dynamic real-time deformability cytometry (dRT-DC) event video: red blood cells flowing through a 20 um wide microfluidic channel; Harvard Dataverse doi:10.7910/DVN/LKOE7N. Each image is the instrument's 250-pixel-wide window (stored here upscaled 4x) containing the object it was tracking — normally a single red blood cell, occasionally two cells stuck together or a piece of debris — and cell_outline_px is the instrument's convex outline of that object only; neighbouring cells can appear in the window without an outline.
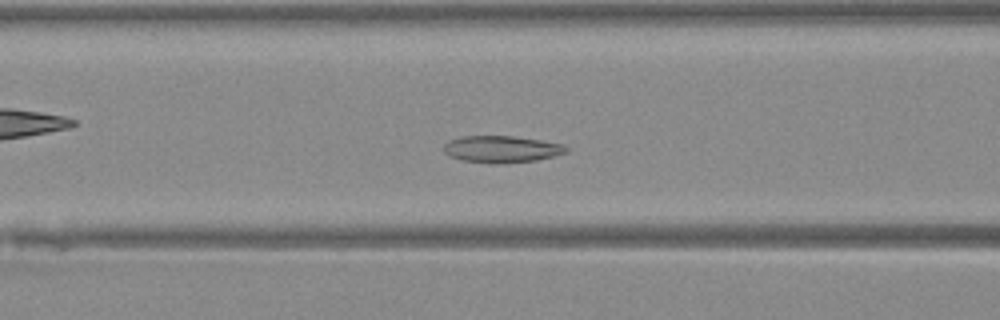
{"species": "Egyptian fruit bat (a non-hibernating species)", "species_latin": "Rousettus aegyptiacus", "temperature_condition": "warm", "stored_images_in_passage": 37, "camera_frame_rate_fps": 3000, "um_per_image_px": 0.085, "animal": {"sex": "female"}, "frame": {"image": 1, "passage_image": 9, "time_ms": 2.667, "image_size_px": [1000, 320], "cell_outline_px": [[568, 152], [536, 160], [500, 164], [492, 164], [460, 160], [448, 156], [444, 152], [444, 144], [448, 140], [464, 136], [512, 136], [540, 140], [564, 144], [568, 148]], "centroid_in_image_um": [42.6, 12.69], "position_along_channel_um": 124.0, "area_um2": 19.31}}
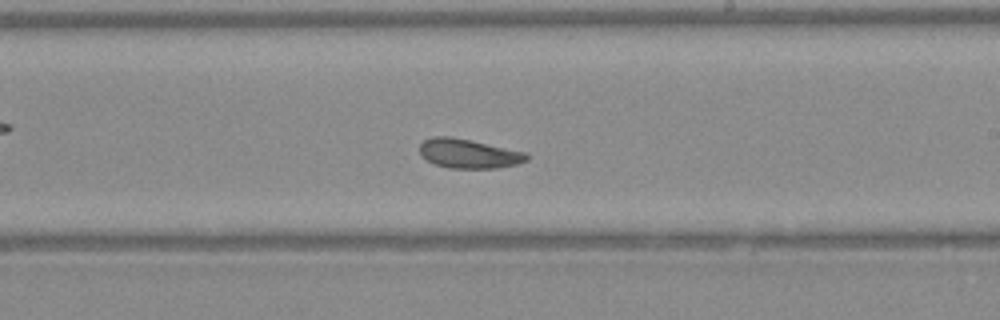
{"frame": {"image": 2, "passage_image": 18, "time_ms": 5.667, "image_size_px": [1000, 320], "cell_outline_px": [[528, 160], [516, 164], [496, 168], [448, 168], [436, 164], [420, 156], [420, 144], [424, 140], [432, 136], [448, 136], [528, 152]], "centroid_in_image_um": [39.83, 13.06], "position_along_channel_um": 249.2, "area_um2": 18.15}}
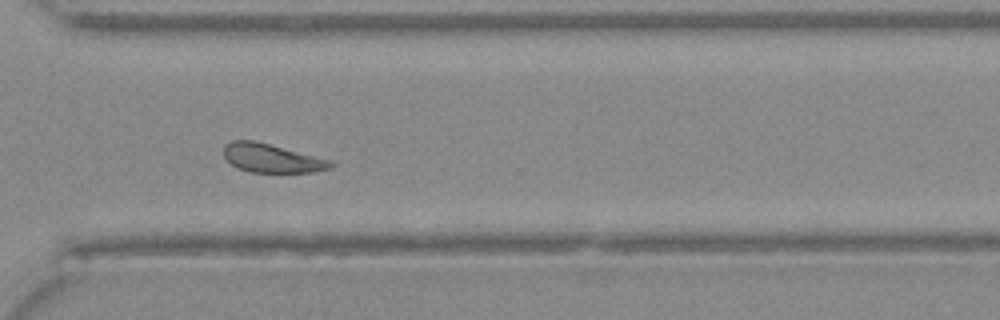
{"frame": {"image": 3, "passage_image": 25, "time_ms": 8.0, "image_size_px": [1000, 320], "cell_outline_px": [[336, 164], [332, 168], [312, 172], [252, 172], [240, 168], [232, 164], [224, 156], [224, 144], [232, 140], [256, 140], [332, 160]], "centroid_in_image_um": [23.14, 13.43], "position_along_channel_um": 347.5, "area_um2": 17.98}}